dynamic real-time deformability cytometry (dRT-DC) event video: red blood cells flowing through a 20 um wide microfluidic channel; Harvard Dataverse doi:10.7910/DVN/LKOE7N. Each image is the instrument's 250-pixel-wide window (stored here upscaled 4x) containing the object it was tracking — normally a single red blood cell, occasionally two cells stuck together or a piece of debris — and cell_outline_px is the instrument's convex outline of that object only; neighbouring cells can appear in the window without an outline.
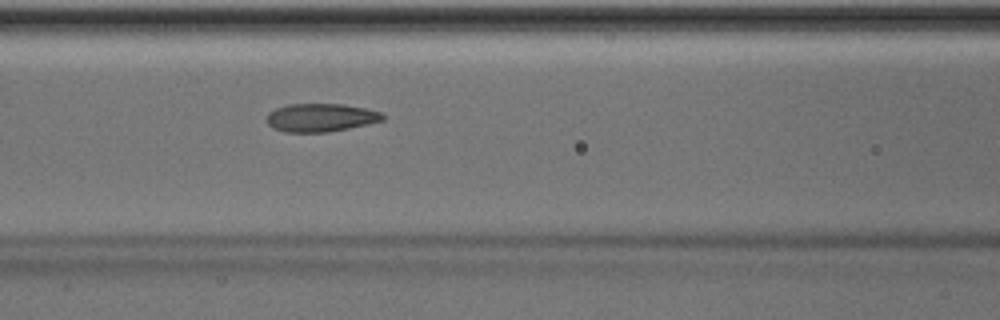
{"species": "Egyptian fruit bat (a non-hibernating species)", "species_latin": "Rousettus aegyptiacus", "temperature_condition": "room temperature", "stored_images_in_passage": 42, "camera_frame_rate_fps": 3000, "um_per_image_px": 0.085, "animal": {"sex": "male"}, "frame": {"image": 1, "passage_image": 13, "time_ms": 4.0, "image_size_px": [1000, 320], "cell_outline_px": [[388, 116], [384, 120], [368, 124], [328, 132], [288, 132], [276, 128], [268, 124], [268, 112], [276, 108], [288, 104], [344, 104], [384, 112]], "centroid_in_image_um": [27.34, 9.98], "position_along_channel_um": 139.3, "area_um2": 19.07}}
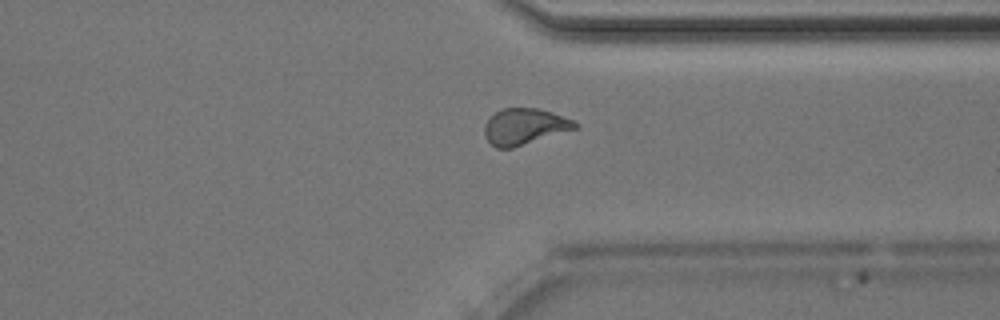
{"frame": {"image": 2, "passage_image": 30, "time_ms": 9.667, "image_size_px": [1000, 320], "cell_outline_px": [[580, 124], [576, 128], [512, 148], [496, 148], [484, 136], [484, 124], [496, 112], [504, 108], [540, 108], [576, 120]], "centroid_in_image_um": [44.6, 10.74], "position_along_channel_um": 366.8, "area_um2": 19.02}, "authors_computed_cell_mechanics": {"area_um2": 19.2763, "velocity_mm_per_s": 4.0303, "shape_relaxation_time_tau1_ms": 5.3765, "shape_relaxation_time_tau2_ms": 1.4922, "deformation_change_tau1": 0.1535, "deformation_change_tau2": 0.071}}